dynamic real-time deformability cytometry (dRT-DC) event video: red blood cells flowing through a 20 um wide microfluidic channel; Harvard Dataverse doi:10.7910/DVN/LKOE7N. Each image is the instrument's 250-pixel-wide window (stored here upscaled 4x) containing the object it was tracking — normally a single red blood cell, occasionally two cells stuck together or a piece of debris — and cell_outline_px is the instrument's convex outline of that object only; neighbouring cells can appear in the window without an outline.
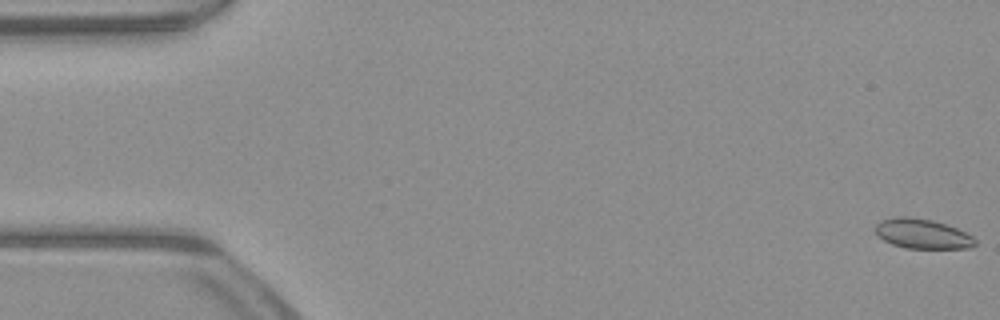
{"species": "common noctule bat (a hibernating species)", "species_latin": "Nyctalus noctula", "temperature_condition": "warm", "stored_images_in_passage": 52, "camera_frame_rate_fps": 3000, "um_per_image_px": 0.085, "animal": {"sex": "male", "body_mass_g": 23.1, "forearm_length_mm": 52.7}, "frame": {"image": 1, "passage_image": 1, "time_ms": 0.0, "image_size_px": [1000, 320], "cell_outline_px": [[976, 244], [972, 248], [904, 248], [892, 244], [884, 240], [872, 228], [880, 220], [896, 216], [908, 216], [932, 220], [956, 228], [972, 236], [976, 240]], "centroid_in_image_um": [78.37, 19.86], "position_along_channel_um": 6.6, "area_um2": 17.34}}
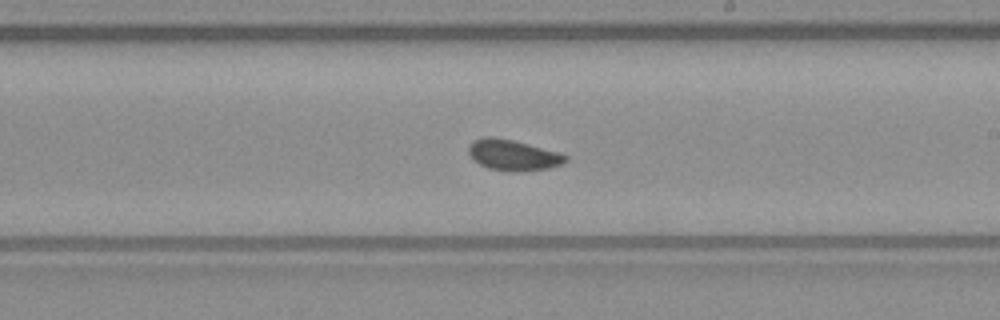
{"frame": {"image": 2, "passage_image": 30, "time_ms": 9.667, "image_size_px": [1000, 320], "cell_outline_px": [[568, 160], [564, 164], [548, 168], [520, 172], [516, 172], [488, 168], [480, 164], [468, 152], [468, 148], [476, 140], [488, 136], [492, 136], [512, 140], [560, 152], [568, 156]], "centroid_in_image_um": [43.69, 13.19], "position_along_channel_um": 245.3, "area_um2": 17.22}}
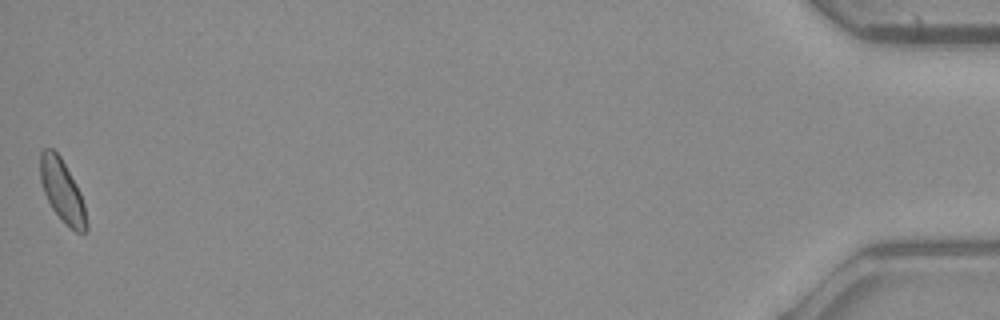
{"frame": {"image": 3, "passage_image": 52, "time_ms": 17.0, "image_size_px": [1000, 320], "cell_outline_px": [[88, 228], [84, 232], [76, 232], [64, 224], [52, 208], [44, 192], [40, 180], [40, 152], [44, 148], [52, 148], [60, 156], [76, 184], [80, 192], [84, 204], [88, 224]], "centroid_in_image_um": [5.29, 16.24], "position_along_channel_um": 429.9, "area_um2": 16.82}, "authors_computed_cell_mechanics": {"area_um2": 17.1088, "velocity_mm_per_s": 3.9881, "shape_relaxation_time_tau1_ms": null, "shape_relaxation_time_tau2_ms": 1.2925, "deformation_change_tau1": null, "deformation_change_tau2": 0.0617}}